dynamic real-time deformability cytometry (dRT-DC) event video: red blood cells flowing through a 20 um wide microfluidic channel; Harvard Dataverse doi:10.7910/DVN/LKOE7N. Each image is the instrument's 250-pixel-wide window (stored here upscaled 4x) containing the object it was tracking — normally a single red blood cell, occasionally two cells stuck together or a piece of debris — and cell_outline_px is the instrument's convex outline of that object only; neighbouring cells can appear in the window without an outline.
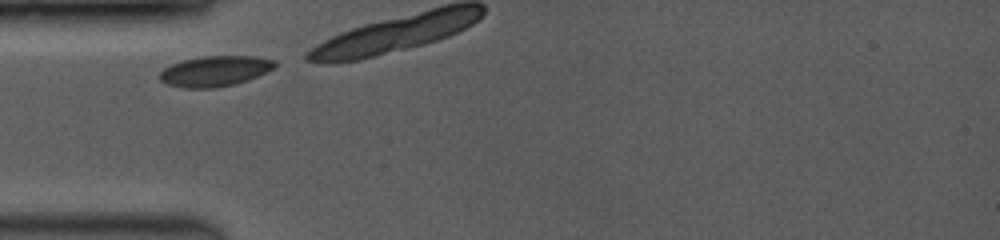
{"species": "common noctule bat (a hibernating species)", "species_latin": "Nyctalus noctula", "temperature_condition": "room temperature", "stored_images_in_passage": 6, "camera_frame_rate_fps": 3500, "um_per_image_px": 0.085, "animal": {"sex": "female", "body_mass_g": 19.0, "forearm_length_mm": 53.3}, "frame": {"image": 1, "passage_image": 1, "time_ms": 0.0, "image_size_px": [1000, 240], "cell_outline_px": [[276, 64], [272, 68], [248, 80], [232, 84], [212, 88], [184, 88], [168, 84], [160, 80], [160, 72], [164, 68], [172, 64], [184, 60], [204, 56], [256, 56], [276, 60]], "centroid_in_image_um": [18.26, 6.04], "position_along_channel_um": 66.7, "area_um2": 20.11}}